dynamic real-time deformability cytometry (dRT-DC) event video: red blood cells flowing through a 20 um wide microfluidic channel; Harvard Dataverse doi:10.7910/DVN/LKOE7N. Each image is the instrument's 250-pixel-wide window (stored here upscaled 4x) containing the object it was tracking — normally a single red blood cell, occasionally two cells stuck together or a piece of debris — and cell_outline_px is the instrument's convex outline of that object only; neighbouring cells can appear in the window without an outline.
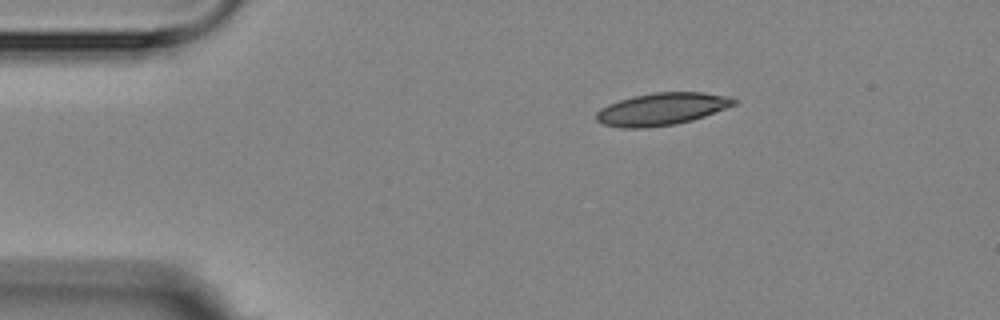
{"species": "Egyptian fruit bat (a non-hibernating species)", "species_latin": "Rousettus aegyptiacus", "temperature_condition": "room temperature", "stored_images_in_passage": 2, "camera_frame_rate_fps": 3000, "um_per_image_px": 0.085, "animal": {"sex": "female"}, "frame": {"image": 1, "passage_image": 1, "time_ms": 0.0, "image_size_px": [1000, 320], "cell_outline_px": [[736, 104], [704, 116], [692, 120], [676, 124], [644, 128], [624, 128], [604, 124], [596, 120], [596, 112], [600, 108], [608, 104], [632, 96], [656, 92], [704, 92], [732, 96], [736, 100]], "centroid_in_image_um": [56.26, 9.26], "position_along_channel_um": 28.7, "area_um2": 25.95}}